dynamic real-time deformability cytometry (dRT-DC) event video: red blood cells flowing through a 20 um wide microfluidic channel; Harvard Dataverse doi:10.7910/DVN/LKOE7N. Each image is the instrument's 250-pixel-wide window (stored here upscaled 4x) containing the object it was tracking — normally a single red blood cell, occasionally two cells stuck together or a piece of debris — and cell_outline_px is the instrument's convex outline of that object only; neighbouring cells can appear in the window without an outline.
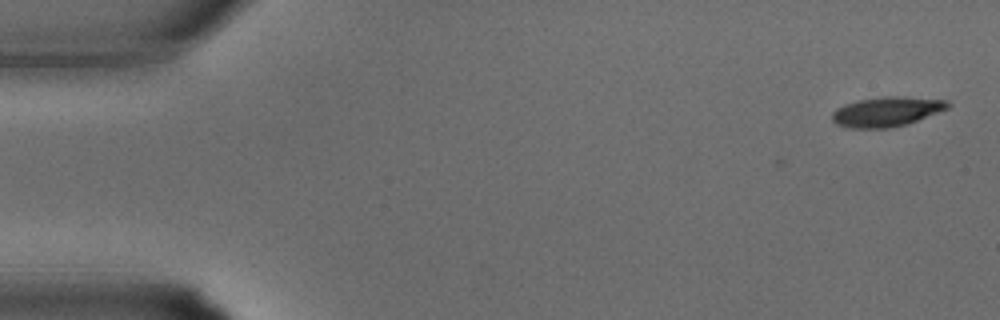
{"species": "common noctule bat (a hibernating species)", "species_latin": "Nyctalus noctula", "temperature_condition": "warm", "stored_images_in_passage": 4, "camera_frame_rate_fps": 3000, "um_per_image_px": 0.085, "animal": {"sex": "male", "body_mass_g": 15.6}, "frame": {"image": 1, "passage_image": 4, "time_ms": 1.0, "image_size_px": [1000, 320], "cell_outline_px": [[952, 104], [948, 108], [908, 124], [888, 128], [848, 128], [836, 124], [832, 120], [832, 112], [836, 108], [844, 104], [860, 100], [884, 96], [900, 96], [948, 100]], "centroid_in_image_um": [75.36, 9.49], "position_along_channel_um": 9.6, "area_um2": 20.11}}